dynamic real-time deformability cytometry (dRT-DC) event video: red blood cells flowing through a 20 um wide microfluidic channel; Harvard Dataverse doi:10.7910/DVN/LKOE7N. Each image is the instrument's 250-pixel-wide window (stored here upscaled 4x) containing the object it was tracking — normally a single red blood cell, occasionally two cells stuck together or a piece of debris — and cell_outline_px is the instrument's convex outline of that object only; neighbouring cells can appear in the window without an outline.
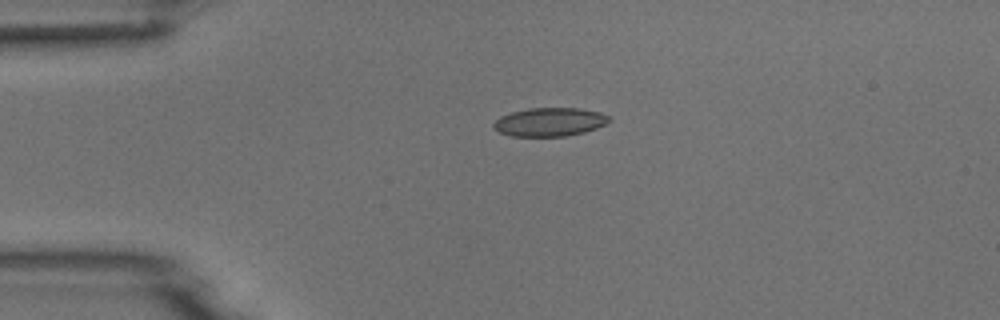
{"species": "common noctule bat (a hibernating species)", "species_latin": "Nyctalus noctula", "temperature_condition": "room temperature", "stored_images_in_passage": 4, "camera_frame_rate_fps": 3000, "um_per_image_px": 0.085, "animal": {"sex": "male", "body_mass_g": 18.8}, "frame": {"image": 1, "passage_image": 3, "time_ms": 3.333, "image_size_px": [1000, 320], "cell_outline_px": [[612, 120], [596, 128], [584, 132], [564, 136], [512, 136], [500, 132], [492, 128], [492, 124], [500, 116], [512, 112], [528, 108], [580, 108], [600, 112], [608, 116]], "centroid_in_image_um": [46.71, 10.36], "position_along_channel_um": 38.3, "area_um2": 19.19}}